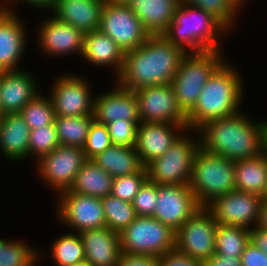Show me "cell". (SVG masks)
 <instances>
[{"instance_id":"1","label":"cell","mask_w":267,"mask_h":266,"mask_svg":"<svg viewBox=\"0 0 267 266\" xmlns=\"http://www.w3.org/2000/svg\"><path fill=\"white\" fill-rule=\"evenodd\" d=\"M186 55L163 35H150L141 46L125 53L123 67L114 81L132 91L171 84Z\"/></svg>"},{"instance_id":"2","label":"cell","mask_w":267,"mask_h":266,"mask_svg":"<svg viewBox=\"0 0 267 266\" xmlns=\"http://www.w3.org/2000/svg\"><path fill=\"white\" fill-rule=\"evenodd\" d=\"M242 113L239 111L201 126L197 130L200 147L234 162L261 154L264 120H252L249 114Z\"/></svg>"},{"instance_id":"3","label":"cell","mask_w":267,"mask_h":266,"mask_svg":"<svg viewBox=\"0 0 267 266\" xmlns=\"http://www.w3.org/2000/svg\"><path fill=\"white\" fill-rule=\"evenodd\" d=\"M241 74L225 60L206 81L194 108L187 114L189 130L241 111L245 85ZM240 109V110H239Z\"/></svg>"},{"instance_id":"4","label":"cell","mask_w":267,"mask_h":266,"mask_svg":"<svg viewBox=\"0 0 267 266\" xmlns=\"http://www.w3.org/2000/svg\"><path fill=\"white\" fill-rule=\"evenodd\" d=\"M229 32L207 11L180 1L172 22L162 35L189 54L221 51L223 49L221 38L227 36Z\"/></svg>"},{"instance_id":"5","label":"cell","mask_w":267,"mask_h":266,"mask_svg":"<svg viewBox=\"0 0 267 266\" xmlns=\"http://www.w3.org/2000/svg\"><path fill=\"white\" fill-rule=\"evenodd\" d=\"M189 186L200 206L235 191L234 161L200 147L192 164Z\"/></svg>"},{"instance_id":"6","label":"cell","mask_w":267,"mask_h":266,"mask_svg":"<svg viewBox=\"0 0 267 266\" xmlns=\"http://www.w3.org/2000/svg\"><path fill=\"white\" fill-rule=\"evenodd\" d=\"M222 52L224 51L189 53L183 58L171 85L177 102L186 115L194 108L206 81L226 60Z\"/></svg>"},{"instance_id":"7","label":"cell","mask_w":267,"mask_h":266,"mask_svg":"<svg viewBox=\"0 0 267 266\" xmlns=\"http://www.w3.org/2000/svg\"><path fill=\"white\" fill-rule=\"evenodd\" d=\"M190 132H196V137ZM199 148L198 131L187 129L162 156L146 166L148 179L158 185L189 184L192 164Z\"/></svg>"},{"instance_id":"8","label":"cell","mask_w":267,"mask_h":266,"mask_svg":"<svg viewBox=\"0 0 267 266\" xmlns=\"http://www.w3.org/2000/svg\"><path fill=\"white\" fill-rule=\"evenodd\" d=\"M175 234L152 216H137L119 233L121 251L160 257L175 248Z\"/></svg>"},{"instance_id":"9","label":"cell","mask_w":267,"mask_h":266,"mask_svg":"<svg viewBox=\"0 0 267 266\" xmlns=\"http://www.w3.org/2000/svg\"><path fill=\"white\" fill-rule=\"evenodd\" d=\"M58 221L70 228V232L106 227L101 199L65 190L56 196Z\"/></svg>"},{"instance_id":"10","label":"cell","mask_w":267,"mask_h":266,"mask_svg":"<svg viewBox=\"0 0 267 266\" xmlns=\"http://www.w3.org/2000/svg\"><path fill=\"white\" fill-rule=\"evenodd\" d=\"M99 30L112 38L124 53L141 46L150 34L128 4L105 1Z\"/></svg>"},{"instance_id":"11","label":"cell","mask_w":267,"mask_h":266,"mask_svg":"<svg viewBox=\"0 0 267 266\" xmlns=\"http://www.w3.org/2000/svg\"><path fill=\"white\" fill-rule=\"evenodd\" d=\"M86 161L83 148L59 145L51 153L40 158L35 164L36 173L46 186L59 194L69 190L76 174Z\"/></svg>"},{"instance_id":"12","label":"cell","mask_w":267,"mask_h":266,"mask_svg":"<svg viewBox=\"0 0 267 266\" xmlns=\"http://www.w3.org/2000/svg\"><path fill=\"white\" fill-rule=\"evenodd\" d=\"M217 221L201 206L176 231L175 247L187 256L202 263L215 253V233Z\"/></svg>"},{"instance_id":"13","label":"cell","mask_w":267,"mask_h":266,"mask_svg":"<svg viewBox=\"0 0 267 266\" xmlns=\"http://www.w3.org/2000/svg\"><path fill=\"white\" fill-rule=\"evenodd\" d=\"M262 200L257 194L235 190L213 198L204 207L218 224L250 230L258 224Z\"/></svg>"},{"instance_id":"14","label":"cell","mask_w":267,"mask_h":266,"mask_svg":"<svg viewBox=\"0 0 267 266\" xmlns=\"http://www.w3.org/2000/svg\"><path fill=\"white\" fill-rule=\"evenodd\" d=\"M81 74H61L52 83L50 96L56 116L93 115L91 84Z\"/></svg>"},{"instance_id":"15","label":"cell","mask_w":267,"mask_h":266,"mask_svg":"<svg viewBox=\"0 0 267 266\" xmlns=\"http://www.w3.org/2000/svg\"><path fill=\"white\" fill-rule=\"evenodd\" d=\"M141 122H167L188 129L187 115L180 108L171 84L134 90Z\"/></svg>"},{"instance_id":"16","label":"cell","mask_w":267,"mask_h":266,"mask_svg":"<svg viewBox=\"0 0 267 266\" xmlns=\"http://www.w3.org/2000/svg\"><path fill=\"white\" fill-rule=\"evenodd\" d=\"M201 207L189 184L158 185V196L152 217L177 231Z\"/></svg>"},{"instance_id":"17","label":"cell","mask_w":267,"mask_h":266,"mask_svg":"<svg viewBox=\"0 0 267 266\" xmlns=\"http://www.w3.org/2000/svg\"><path fill=\"white\" fill-rule=\"evenodd\" d=\"M48 18L46 17L35 27L38 29H36V33L38 32L37 44H39L40 51L44 52L43 55H51L50 57L53 58L55 56V59L59 56L67 57L73 54L80 56L83 49L84 33L70 24L59 21L53 15Z\"/></svg>"},{"instance_id":"18","label":"cell","mask_w":267,"mask_h":266,"mask_svg":"<svg viewBox=\"0 0 267 266\" xmlns=\"http://www.w3.org/2000/svg\"><path fill=\"white\" fill-rule=\"evenodd\" d=\"M11 6L0 8V71L21 69L22 55L25 54L28 36L23 20ZM15 11V12H14Z\"/></svg>"},{"instance_id":"19","label":"cell","mask_w":267,"mask_h":266,"mask_svg":"<svg viewBox=\"0 0 267 266\" xmlns=\"http://www.w3.org/2000/svg\"><path fill=\"white\" fill-rule=\"evenodd\" d=\"M185 131L167 122H140L134 147L143 166L162 156Z\"/></svg>"},{"instance_id":"20","label":"cell","mask_w":267,"mask_h":266,"mask_svg":"<svg viewBox=\"0 0 267 266\" xmlns=\"http://www.w3.org/2000/svg\"><path fill=\"white\" fill-rule=\"evenodd\" d=\"M34 75L24 69L4 71L0 76V115L19 113L40 92Z\"/></svg>"},{"instance_id":"21","label":"cell","mask_w":267,"mask_h":266,"mask_svg":"<svg viewBox=\"0 0 267 266\" xmlns=\"http://www.w3.org/2000/svg\"><path fill=\"white\" fill-rule=\"evenodd\" d=\"M114 86L113 89L94 96V120L105 125L116 119L141 120L134 91L117 83Z\"/></svg>"},{"instance_id":"22","label":"cell","mask_w":267,"mask_h":266,"mask_svg":"<svg viewBox=\"0 0 267 266\" xmlns=\"http://www.w3.org/2000/svg\"><path fill=\"white\" fill-rule=\"evenodd\" d=\"M85 250V261L91 266H117L121 256L119 233L108 227L79 233Z\"/></svg>"},{"instance_id":"23","label":"cell","mask_w":267,"mask_h":266,"mask_svg":"<svg viewBox=\"0 0 267 266\" xmlns=\"http://www.w3.org/2000/svg\"><path fill=\"white\" fill-rule=\"evenodd\" d=\"M106 0H56L50 15L84 34L99 30Z\"/></svg>"},{"instance_id":"24","label":"cell","mask_w":267,"mask_h":266,"mask_svg":"<svg viewBox=\"0 0 267 266\" xmlns=\"http://www.w3.org/2000/svg\"><path fill=\"white\" fill-rule=\"evenodd\" d=\"M30 128L20 113L0 115V152L6 160H29Z\"/></svg>"},{"instance_id":"25","label":"cell","mask_w":267,"mask_h":266,"mask_svg":"<svg viewBox=\"0 0 267 266\" xmlns=\"http://www.w3.org/2000/svg\"><path fill=\"white\" fill-rule=\"evenodd\" d=\"M80 57L94 67L112 68L116 78L123 67L125 53L112 38L96 30L84 34Z\"/></svg>"},{"instance_id":"26","label":"cell","mask_w":267,"mask_h":266,"mask_svg":"<svg viewBox=\"0 0 267 266\" xmlns=\"http://www.w3.org/2000/svg\"><path fill=\"white\" fill-rule=\"evenodd\" d=\"M181 0H132L131 10L150 35H162L172 22Z\"/></svg>"},{"instance_id":"27","label":"cell","mask_w":267,"mask_h":266,"mask_svg":"<svg viewBox=\"0 0 267 266\" xmlns=\"http://www.w3.org/2000/svg\"><path fill=\"white\" fill-rule=\"evenodd\" d=\"M235 189L264 195L267 188V160L263 153L234 162Z\"/></svg>"},{"instance_id":"28","label":"cell","mask_w":267,"mask_h":266,"mask_svg":"<svg viewBox=\"0 0 267 266\" xmlns=\"http://www.w3.org/2000/svg\"><path fill=\"white\" fill-rule=\"evenodd\" d=\"M92 160L114 178L137 173L144 167L134 146L111 145Z\"/></svg>"},{"instance_id":"29","label":"cell","mask_w":267,"mask_h":266,"mask_svg":"<svg viewBox=\"0 0 267 266\" xmlns=\"http://www.w3.org/2000/svg\"><path fill=\"white\" fill-rule=\"evenodd\" d=\"M114 177L93 160H86L69 191L102 199L111 194Z\"/></svg>"},{"instance_id":"30","label":"cell","mask_w":267,"mask_h":266,"mask_svg":"<svg viewBox=\"0 0 267 266\" xmlns=\"http://www.w3.org/2000/svg\"><path fill=\"white\" fill-rule=\"evenodd\" d=\"M93 121V115L55 116L54 124L60 145L83 148Z\"/></svg>"},{"instance_id":"31","label":"cell","mask_w":267,"mask_h":266,"mask_svg":"<svg viewBox=\"0 0 267 266\" xmlns=\"http://www.w3.org/2000/svg\"><path fill=\"white\" fill-rule=\"evenodd\" d=\"M49 252L55 266H69L85 261L83 242L76 232H66L56 237Z\"/></svg>"},{"instance_id":"32","label":"cell","mask_w":267,"mask_h":266,"mask_svg":"<svg viewBox=\"0 0 267 266\" xmlns=\"http://www.w3.org/2000/svg\"><path fill=\"white\" fill-rule=\"evenodd\" d=\"M250 242L249 230L241 226L217 224L215 253L224 256L241 257Z\"/></svg>"},{"instance_id":"33","label":"cell","mask_w":267,"mask_h":266,"mask_svg":"<svg viewBox=\"0 0 267 266\" xmlns=\"http://www.w3.org/2000/svg\"><path fill=\"white\" fill-rule=\"evenodd\" d=\"M41 250L21 241L0 238V266H39ZM38 264V265H37Z\"/></svg>"},{"instance_id":"34","label":"cell","mask_w":267,"mask_h":266,"mask_svg":"<svg viewBox=\"0 0 267 266\" xmlns=\"http://www.w3.org/2000/svg\"><path fill=\"white\" fill-rule=\"evenodd\" d=\"M101 202L105 213L106 227L110 230L120 233L137 217L132 203L123 201L112 194L103 197Z\"/></svg>"},{"instance_id":"35","label":"cell","mask_w":267,"mask_h":266,"mask_svg":"<svg viewBox=\"0 0 267 266\" xmlns=\"http://www.w3.org/2000/svg\"><path fill=\"white\" fill-rule=\"evenodd\" d=\"M19 113L30 130L53 124L56 116L50 96L41 94V92L28 102Z\"/></svg>"},{"instance_id":"36","label":"cell","mask_w":267,"mask_h":266,"mask_svg":"<svg viewBox=\"0 0 267 266\" xmlns=\"http://www.w3.org/2000/svg\"><path fill=\"white\" fill-rule=\"evenodd\" d=\"M182 2L207 11L217 18L229 31L236 26L238 11L243 8L236 0H181Z\"/></svg>"},{"instance_id":"37","label":"cell","mask_w":267,"mask_h":266,"mask_svg":"<svg viewBox=\"0 0 267 266\" xmlns=\"http://www.w3.org/2000/svg\"><path fill=\"white\" fill-rule=\"evenodd\" d=\"M60 145L55 124L43 125L30 130L29 159L34 157L35 163Z\"/></svg>"},{"instance_id":"38","label":"cell","mask_w":267,"mask_h":266,"mask_svg":"<svg viewBox=\"0 0 267 266\" xmlns=\"http://www.w3.org/2000/svg\"><path fill=\"white\" fill-rule=\"evenodd\" d=\"M147 179L146 167H143L137 173L115 177L111 194L123 201L132 203L135 195Z\"/></svg>"},{"instance_id":"39","label":"cell","mask_w":267,"mask_h":266,"mask_svg":"<svg viewBox=\"0 0 267 266\" xmlns=\"http://www.w3.org/2000/svg\"><path fill=\"white\" fill-rule=\"evenodd\" d=\"M141 120L116 119L106 124L112 145L135 146Z\"/></svg>"},{"instance_id":"40","label":"cell","mask_w":267,"mask_h":266,"mask_svg":"<svg viewBox=\"0 0 267 266\" xmlns=\"http://www.w3.org/2000/svg\"><path fill=\"white\" fill-rule=\"evenodd\" d=\"M111 145L107 126L94 120L90 127L85 146L83 147L86 160H92Z\"/></svg>"},{"instance_id":"41","label":"cell","mask_w":267,"mask_h":266,"mask_svg":"<svg viewBox=\"0 0 267 266\" xmlns=\"http://www.w3.org/2000/svg\"><path fill=\"white\" fill-rule=\"evenodd\" d=\"M158 196V184L147 179L135 195L132 205L137 216H153Z\"/></svg>"},{"instance_id":"42","label":"cell","mask_w":267,"mask_h":266,"mask_svg":"<svg viewBox=\"0 0 267 266\" xmlns=\"http://www.w3.org/2000/svg\"><path fill=\"white\" fill-rule=\"evenodd\" d=\"M159 266H202V262L187 256L175 247L159 257Z\"/></svg>"},{"instance_id":"43","label":"cell","mask_w":267,"mask_h":266,"mask_svg":"<svg viewBox=\"0 0 267 266\" xmlns=\"http://www.w3.org/2000/svg\"><path fill=\"white\" fill-rule=\"evenodd\" d=\"M117 266H159V257L122 252Z\"/></svg>"},{"instance_id":"44","label":"cell","mask_w":267,"mask_h":266,"mask_svg":"<svg viewBox=\"0 0 267 266\" xmlns=\"http://www.w3.org/2000/svg\"><path fill=\"white\" fill-rule=\"evenodd\" d=\"M241 266H267V255L251 242L241 254Z\"/></svg>"},{"instance_id":"45","label":"cell","mask_w":267,"mask_h":266,"mask_svg":"<svg viewBox=\"0 0 267 266\" xmlns=\"http://www.w3.org/2000/svg\"><path fill=\"white\" fill-rule=\"evenodd\" d=\"M202 266H241L240 257L224 256L214 253Z\"/></svg>"},{"instance_id":"46","label":"cell","mask_w":267,"mask_h":266,"mask_svg":"<svg viewBox=\"0 0 267 266\" xmlns=\"http://www.w3.org/2000/svg\"><path fill=\"white\" fill-rule=\"evenodd\" d=\"M250 242L267 255V231L255 226L249 230Z\"/></svg>"},{"instance_id":"47","label":"cell","mask_w":267,"mask_h":266,"mask_svg":"<svg viewBox=\"0 0 267 266\" xmlns=\"http://www.w3.org/2000/svg\"><path fill=\"white\" fill-rule=\"evenodd\" d=\"M15 2V0H13ZM21 1V0H18V2ZM25 3V5L32 7L34 9L37 8L38 9H41L42 11L45 10V11H49L50 10L52 11L55 7V4H56V0H22L21 3Z\"/></svg>"},{"instance_id":"48","label":"cell","mask_w":267,"mask_h":266,"mask_svg":"<svg viewBox=\"0 0 267 266\" xmlns=\"http://www.w3.org/2000/svg\"><path fill=\"white\" fill-rule=\"evenodd\" d=\"M257 226L267 231V199L262 200Z\"/></svg>"},{"instance_id":"49","label":"cell","mask_w":267,"mask_h":266,"mask_svg":"<svg viewBox=\"0 0 267 266\" xmlns=\"http://www.w3.org/2000/svg\"><path fill=\"white\" fill-rule=\"evenodd\" d=\"M262 153L266 157L267 160V121L265 120L263 123V142H262Z\"/></svg>"},{"instance_id":"50","label":"cell","mask_w":267,"mask_h":266,"mask_svg":"<svg viewBox=\"0 0 267 266\" xmlns=\"http://www.w3.org/2000/svg\"><path fill=\"white\" fill-rule=\"evenodd\" d=\"M113 3L128 4L132 0H108Z\"/></svg>"},{"instance_id":"51","label":"cell","mask_w":267,"mask_h":266,"mask_svg":"<svg viewBox=\"0 0 267 266\" xmlns=\"http://www.w3.org/2000/svg\"><path fill=\"white\" fill-rule=\"evenodd\" d=\"M69 266H91L87 261H82L80 263L69 265Z\"/></svg>"},{"instance_id":"52","label":"cell","mask_w":267,"mask_h":266,"mask_svg":"<svg viewBox=\"0 0 267 266\" xmlns=\"http://www.w3.org/2000/svg\"><path fill=\"white\" fill-rule=\"evenodd\" d=\"M8 2H6V0L5 1H3V3H1L0 2V8H6V7H9V2L11 1V0H7ZM13 1V0H12ZM5 2V3H4ZM8 3V4H7Z\"/></svg>"},{"instance_id":"53","label":"cell","mask_w":267,"mask_h":266,"mask_svg":"<svg viewBox=\"0 0 267 266\" xmlns=\"http://www.w3.org/2000/svg\"><path fill=\"white\" fill-rule=\"evenodd\" d=\"M242 7H244L245 5V3H246V1H247V3H248V0H236Z\"/></svg>"},{"instance_id":"54","label":"cell","mask_w":267,"mask_h":266,"mask_svg":"<svg viewBox=\"0 0 267 266\" xmlns=\"http://www.w3.org/2000/svg\"><path fill=\"white\" fill-rule=\"evenodd\" d=\"M262 198H263V199H267V188H266L265 193H264V195H263Z\"/></svg>"}]
</instances>
